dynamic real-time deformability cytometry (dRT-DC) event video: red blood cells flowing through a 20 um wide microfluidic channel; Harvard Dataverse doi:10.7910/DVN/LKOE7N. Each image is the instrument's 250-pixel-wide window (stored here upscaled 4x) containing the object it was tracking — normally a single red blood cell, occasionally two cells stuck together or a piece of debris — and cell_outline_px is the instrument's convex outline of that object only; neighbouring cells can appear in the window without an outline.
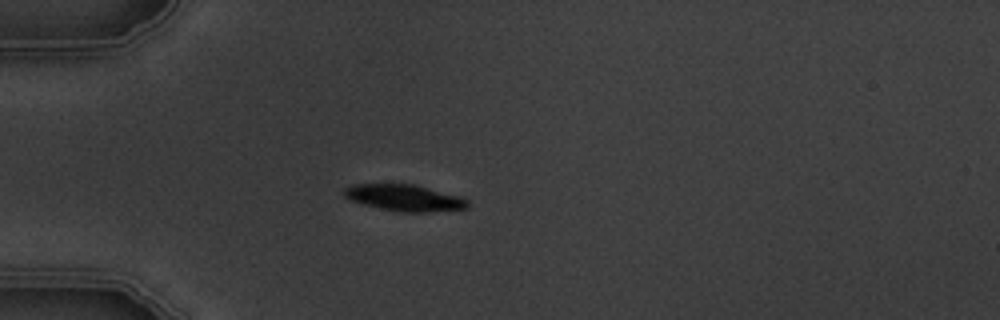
{"species": "common noctule bat (a hibernating species)", "species_latin": "Nyctalus noctula", "temperature_condition": "warm", "stored_images_in_passage": 3, "camera_frame_rate_fps": 3000, "um_per_image_px": 0.085, "animal": {"sex": "male", "body_mass_g": 19.5, "forearm_length_mm": 54.6}, "frame": {"image": 1, "passage_image": 3, "time_ms": 3.0, "image_size_px": [1000, 320], "cell_outline_px": [[468, 208], [428, 212], [400, 212], [380, 208], [364, 204], [352, 200], [344, 196], [344, 188], [352, 184], [412, 184], [460, 196], [468, 200]], "centroid_in_image_um": [34.38, 16.81], "position_along_channel_um": 50.6, "area_um2": 18.84}}